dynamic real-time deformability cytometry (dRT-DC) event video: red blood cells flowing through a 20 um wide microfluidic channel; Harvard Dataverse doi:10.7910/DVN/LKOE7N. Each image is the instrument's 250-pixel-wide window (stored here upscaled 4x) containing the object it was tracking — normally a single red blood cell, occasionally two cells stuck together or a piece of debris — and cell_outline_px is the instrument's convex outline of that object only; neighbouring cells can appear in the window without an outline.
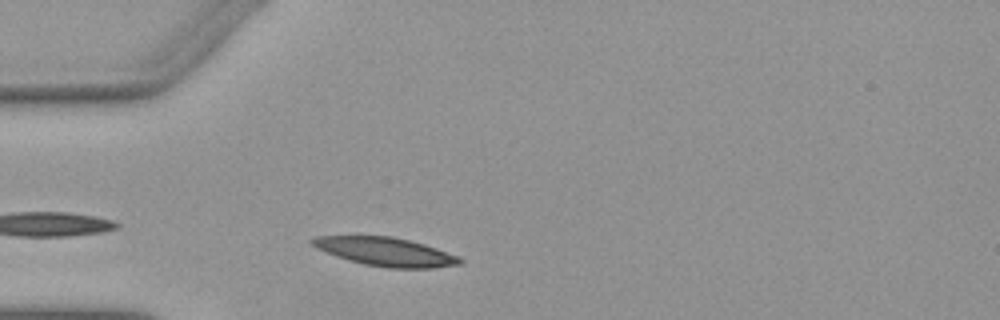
{"species": "Egyptian fruit bat (a non-hibernating species)", "species_latin": "Rousettus aegyptiacus", "temperature_condition": "warm", "stored_images_in_passage": 14, "camera_frame_rate_fps": 3000, "um_per_image_px": 0.085, "animal": {"sex": "female"}, "frame": {"image": 1, "passage_image": 3, "time_ms": 0.667, "image_size_px": [1000, 320], "cell_outline_px": [[464, 260], [460, 264], [432, 268], [388, 268], [364, 264], [348, 260], [336, 256], [316, 248], [308, 240], [316, 236], [392, 236], [424, 244], [460, 256]], "centroid_in_image_um": [32.78, 21.4], "position_along_channel_um": 52.2, "area_um2": 24.57}}
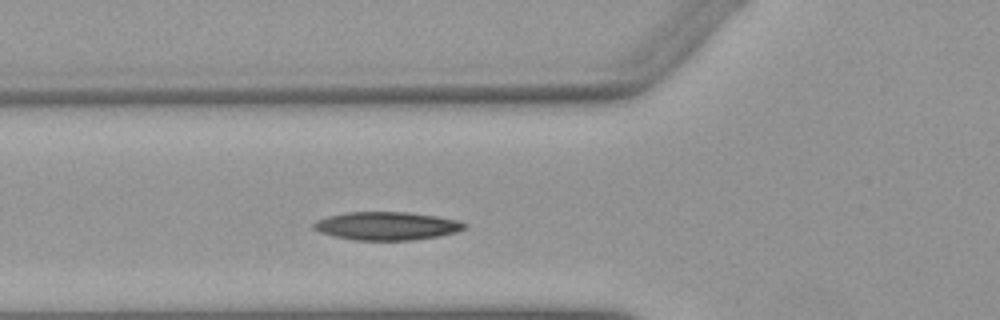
{"frame": {"image": 2, "passage_image": 7, "time_ms": 2.0, "image_size_px": [1000, 320], "cell_outline_px": [[468, 228], [456, 232], [440, 236], [412, 240], [356, 240], [332, 236], [320, 232], [312, 228], [312, 224], [316, 220], [328, 216], [344, 212], [408, 212], [436, 216], [456, 220], [468, 224]], "centroid_in_image_um": [32.87, 19.2], "position_along_channel_um": 92.9, "area_um2": 24.97}}